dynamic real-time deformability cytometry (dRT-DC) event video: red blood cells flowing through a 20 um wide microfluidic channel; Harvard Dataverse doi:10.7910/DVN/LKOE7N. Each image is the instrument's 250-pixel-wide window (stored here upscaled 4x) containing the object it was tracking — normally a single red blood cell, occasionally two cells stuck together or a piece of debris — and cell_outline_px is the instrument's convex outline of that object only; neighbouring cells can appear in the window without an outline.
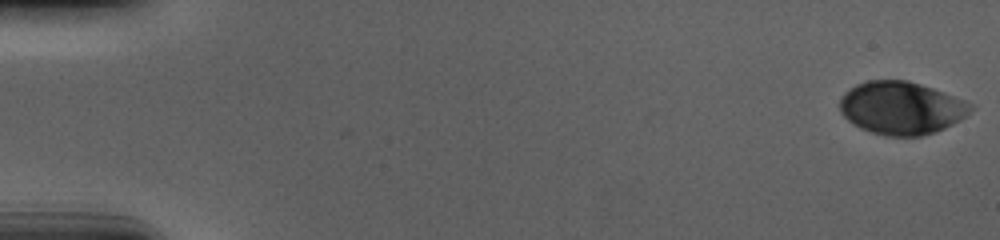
{"species": "human", "species_latin": "Homo sapiens", "temperature_condition": "cold", "stored_images_in_passage": 57, "camera_frame_rate_fps": 3000, "um_per_image_px": 0.085, "donor": {"sex": "male"}, "frame": {"image": 1, "passage_image": 1, "time_ms": 0.0, "image_size_px": [1000, 240], "cell_outline_px": [[972, 108], [964, 116], [952, 124], [936, 132], [920, 136], [888, 136], [872, 132], [860, 128], [848, 120], [840, 112], [840, 96], [844, 92], [856, 84], [868, 80], [908, 80], [944, 92], [964, 100], [972, 104]], "centroid_in_image_um": [76.57, 9.17], "position_along_channel_um": 8.4, "area_um2": 40.11}}
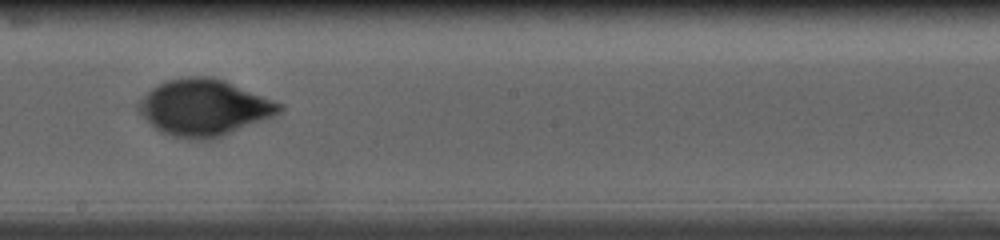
{"frame": {"image": 2, "passage_image": 33, "time_ms": 10.667, "image_size_px": [1000, 240], "cell_outline_px": [[284, 108], [280, 112], [272, 116], [212, 140], [192, 140], [172, 136], [160, 132], [136, 108], [136, 104], [156, 84], [168, 80], [188, 76], [212, 76], [224, 80], [284, 104]], "centroid_in_image_um": [17.34, 9.14], "position_along_channel_um": 230.9, "area_um2": 46.07}}
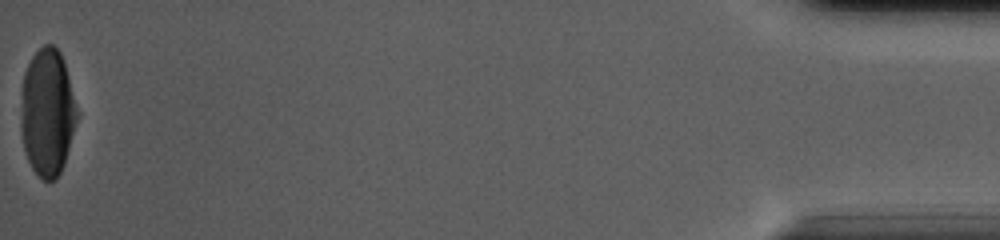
{"frame": {"image": 3, "passage_image": 57, "time_ms": 18.667, "image_size_px": [1000, 240], "cell_outline_px": [[80, 112], [64, 164], [56, 180], [44, 180], [32, 168], [24, 152], [20, 132], [20, 92], [24, 72], [32, 56], [44, 44], [52, 44], [60, 52], [64, 60]], "centroid_in_image_um": [4.03, 9.54], "position_along_channel_um": 431.2, "area_um2": 42.66}, "authors_computed_cell_mechanics": {"area_um2": 43.639, "velocity_mm_per_s": 3.6803, "shape_relaxation_time_tau1_ms": 5.3771, "shape_relaxation_time_tau2_ms": null, "deformation_change_tau1": 0.1963, "deformation_change_tau2": null}}